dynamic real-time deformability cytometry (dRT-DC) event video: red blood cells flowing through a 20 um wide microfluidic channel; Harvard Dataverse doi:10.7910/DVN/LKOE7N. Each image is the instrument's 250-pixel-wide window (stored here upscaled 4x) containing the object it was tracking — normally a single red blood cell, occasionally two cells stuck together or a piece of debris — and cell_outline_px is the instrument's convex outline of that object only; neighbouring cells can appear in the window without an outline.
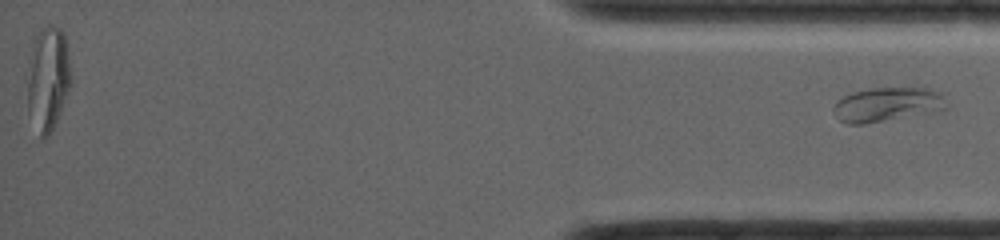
{"species": "common noctule bat (a hibernating species)", "species_latin": "Nyctalus noctula", "temperature_condition": "room temperature", "stored_images_in_passage": 60, "segment_of_instrument_passage": [2, 2], "camera_frame_rate_fps": 4000, "um_per_image_px": 0.085, "animal": {"sex": "female", "body_mass_g": 19.0, "forearm_length_mm": 56.7}, "frame": {"image": 1, "passage_image": 60, "time_ms": 14.75, "image_size_px": [1000, 240], "cell_outline_px": [[952, 104], [948, 108], [932, 112], [864, 124], [848, 124], [840, 120], [836, 116], [832, 108], [836, 100], [852, 92], [872, 88], [932, 88], [940, 92]], "centroid_in_image_um": [75.47, 8.87], "position_along_channel_um": 359.7, "area_um2": 22.83}}